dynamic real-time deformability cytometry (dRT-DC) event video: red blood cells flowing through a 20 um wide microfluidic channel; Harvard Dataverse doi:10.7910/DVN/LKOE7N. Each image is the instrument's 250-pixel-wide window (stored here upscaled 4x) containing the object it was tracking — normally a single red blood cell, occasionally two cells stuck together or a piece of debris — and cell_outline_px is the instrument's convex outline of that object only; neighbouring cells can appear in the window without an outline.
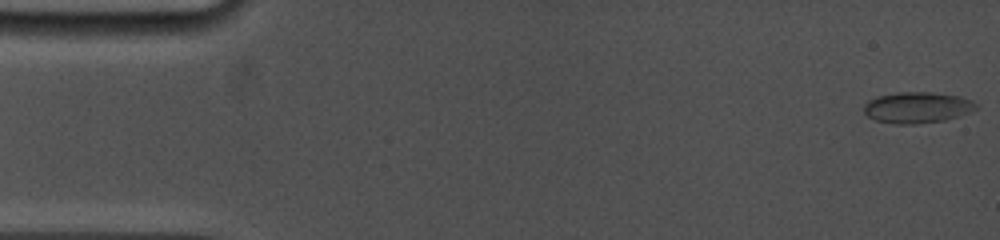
{"species": "common noctule bat (a hibernating species)", "species_latin": "Nyctalus noctula", "temperature_condition": "cold", "stored_images_in_passage": 54, "camera_frame_rate_fps": 5000, "um_per_image_px": 0.085, "animal": {"sex": "female", "body_mass_g": 19.0, "forearm_length_mm": 53.3}, "frame": {"image": 1, "passage_image": 1, "time_ms": 0.0, "image_size_px": [1000, 240], "cell_outline_px": [[976, 108], [968, 112], [944, 120], [916, 124], [896, 124], [876, 120], [868, 116], [864, 112], [864, 104], [868, 100], [876, 96], [900, 92], [928, 92], [960, 96], [972, 100], [976, 104]], "centroid_in_image_um": [77.92, 9.13], "position_along_channel_um": 7.1, "area_um2": 20.11}}
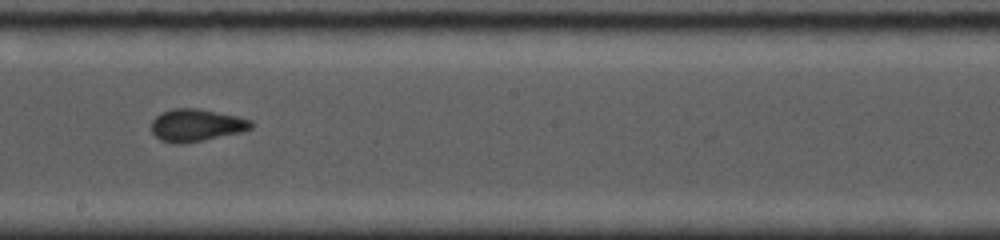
{"frame": {"image": 2, "passage_image": 24, "time_ms": 9.2, "image_size_px": [1000, 240], "cell_outline_px": [[252, 128], [240, 132], [204, 140], [184, 144], [176, 144], [160, 140], [152, 132], [152, 120], [156, 116], [172, 108], [196, 108], [236, 116], [252, 120]], "centroid_in_image_um": [16.67, 10.65], "position_along_channel_um": 231.5, "area_um2": 18.67}}
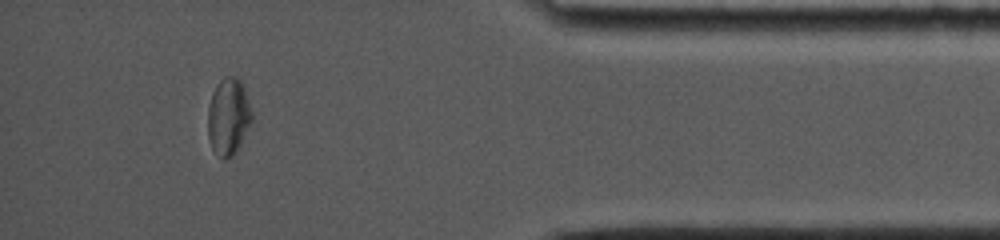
{"frame": {"image": 3, "passage_image": 47, "time_ms": 14.6, "image_size_px": [1000, 240], "cell_outline_px": [[252, 120], [236, 152], [232, 156], [224, 160], [212, 148], [208, 140], [208, 108], [212, 92], [216, 84], [224, 76], [236, 76], [244, 84], [252, 112]], "centroid_in_image_um": [19.41, 9.87], "position_along_channel_um": 415.8, "area_um2": 19.88}, "authors_computed_cell_mechanics": {"area_um2": 18.8139, "velocity_mm_per_s": 3.857, "shape_relaxation_time_tau1_ms": 9.3286, "shape_relaxation_time_tau2_ms": 1.5672, "deformation_change_tau1": 0.1795, "deformation_change_tau2": 0.0471}}